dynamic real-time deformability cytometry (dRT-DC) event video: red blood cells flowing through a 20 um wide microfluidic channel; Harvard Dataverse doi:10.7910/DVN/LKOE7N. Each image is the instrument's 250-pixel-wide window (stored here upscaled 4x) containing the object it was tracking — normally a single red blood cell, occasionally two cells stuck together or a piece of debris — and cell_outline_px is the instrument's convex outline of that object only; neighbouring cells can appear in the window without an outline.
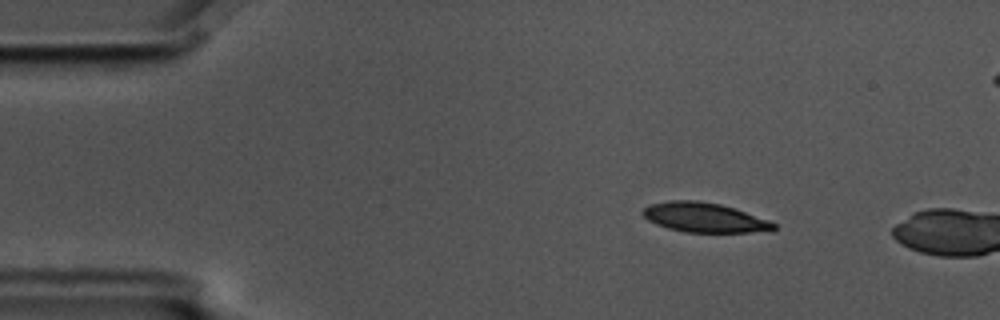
{"species": "common noctule bat (a hibernating species)", "species_latin": "Nyctalus noctula", "temperature_condition": "cold", "stored_images_in_passage": 4, "camera_frame_rate_fps": 3000, "um_per_image_px": 0.085, "animal": {"sex": "male", "body_mass_g": 17.5, "forearm_length_mm": 52.3}, "frame": {"image": 1, "passage_image": 2, "time_ms": 0.333, "image_size_px": [1000, 320], "cell_outline_px": [[776, 228], [772, 232], [684, 232], [668, 228], [656, 224], [648, 220], [640, 212], [648, 204], [668, 200], [696, 200], [720, 204], [768, 220], [776, 224]], "centroid_in_image_um": [59.84, 18.49], "position_along_channel_um": 25.2, "area_um2": 22.6}}